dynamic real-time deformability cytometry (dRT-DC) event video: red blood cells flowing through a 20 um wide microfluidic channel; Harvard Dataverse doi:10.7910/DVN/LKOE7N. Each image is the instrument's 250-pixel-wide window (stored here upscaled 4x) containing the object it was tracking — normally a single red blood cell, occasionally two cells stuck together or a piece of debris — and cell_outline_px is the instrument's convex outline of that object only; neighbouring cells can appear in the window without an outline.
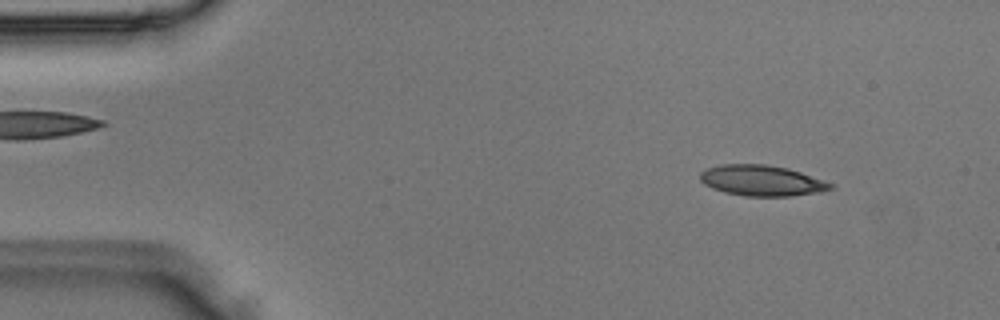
{"species": "Egyptian fruit bat (a non-hibernating species)", "species_latin": "Rousettus aegyptiacus", "temperature_condition": "room temperature", "stored_images_in_passage": 48, "camera_frame_rate_fps": 3000, "um_per_image_px": 0.085, "animal": {"sex": "male"}, "frame": {"image": 1, "passage_image": 5, "time_ms": 1.333, "image_size_px": [1000, 320], "cell_outline_px": [[836, 188], [820, 192], [788, 196], [744, 196], [724, 192], [712, 188], [704, 184], [700, 180], [700, 172], [708, 168], [720, 164], [768, 164], [788, 168], [836, 184]], "centroid_in_image_um": [64.78, 15.35], "position_along_channel_um": 20.2, "area_um2": 23.52}}
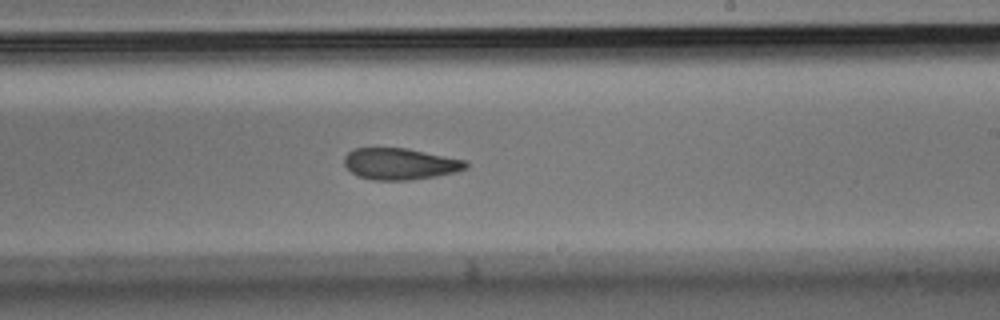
{"frame": {"image": 2, "passage_image": 28, "time_ms": 9.0, "image_size_px": [1000, 320], "cell_outline_px": [[468, 168], [456, 172], [436, 176], [408, 180], [372, 180], [360, 176], [352, 172], [344, 164], [344, 156], [348, 152], [356, 148], [408, 148], [468, 160]], "centroid_in_image_um": [34.06, 13.92], "position_along_channel_um": 254.9, "area_um2": 22.43}}
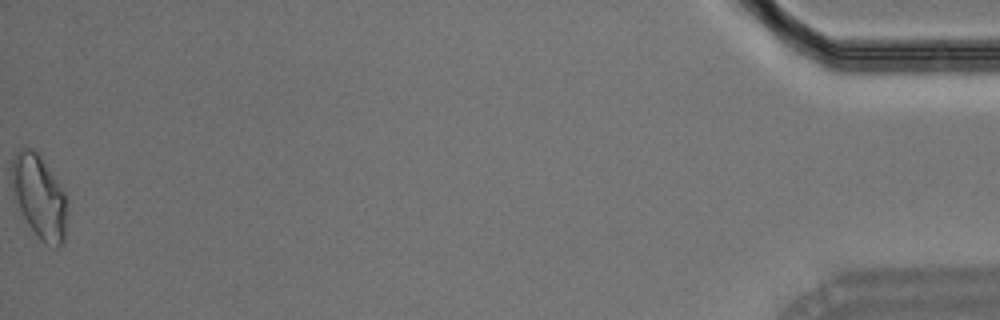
{"frame": {"image": 3, "passage_image": 48, "time_ms": 15.667, "image_size_px": [1000, 320], "cell_outline_px": [[68, 212], [64, 244], [56, 248], [44, 244], [40, 240], [28, 224], [12, 196], [12, 156], [20, 148], [32, 148], [40, 156], [64, 192], [68, 200]], "centroid_in_image_um": [3.36, 16.77], "position_along_channel_um": 431.8, "area_um2": 27.28}}